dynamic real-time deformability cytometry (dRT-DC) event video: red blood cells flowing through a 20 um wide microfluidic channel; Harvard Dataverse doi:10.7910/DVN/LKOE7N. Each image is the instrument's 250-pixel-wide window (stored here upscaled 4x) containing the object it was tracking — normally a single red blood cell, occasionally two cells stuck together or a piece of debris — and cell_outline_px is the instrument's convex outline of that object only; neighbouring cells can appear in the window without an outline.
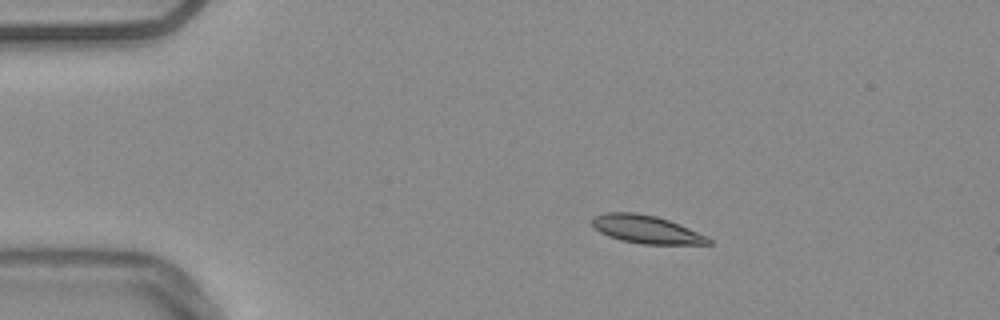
{"species": "common noctule bat (a hibernating species)", "species_latin": "Nyctalus noctula", "temperature_condition": "warm", "stored_images_in_passage": 31, "camera_frame_rate_fps": 3000, "um_per_image_px": 0.085, "animal": {"sex": "male", "body_mass_g": 20.4}, "frame": {"image": 1, "passage_image": 10, "time_ms": 3.0, "image_size_px": [1000, 320], "cell_outline_px": [[712, 244], [640, 244], [620, 240], [608, 236], [600, 232], [592, 224], [592, 220], [596, 216], [604, 212], [636, 212], [656, 216], [680, 224], [708, 236], [712, 240]], "centroid_in_image_um": [54.96, 19.5], "position_along_channel_um": 30.0, "area_um2": 19.07}}
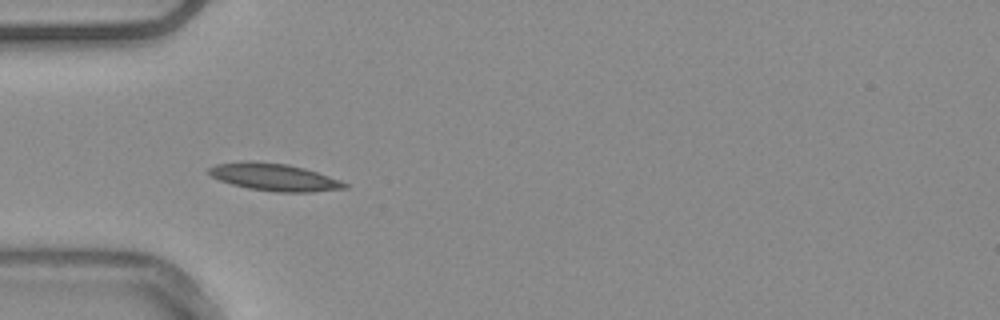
{"frame": {"image": 2, "passage_image": 17, "time_ms": 5.333, "image_size_px": [1000, 320], "cell_outline_px": [[348, 188], [312, 192], [276, 192], [248, 188], [232, 184], [220, 180], [212, 176], [208, 172], [208, 168], [216, 164], [240, 160], [252, 160], [288, 164], [304, 168], [340, 180], [348, 184]], "centroid_in_image_um": [23.29, 15.04], "position_along_channel_um": 61.7, "area_um2": 21.73}}
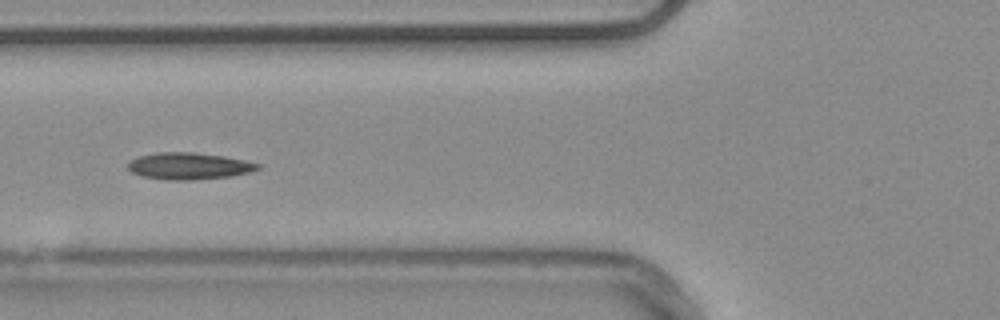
{"frame": {"image": 3, "passage_image": 21, "time_ms": 6.667, "image_size_px": [1000, 320], "cell_outline_px": [[260, 168], [252, 172], [232, 176], [192, 180], [168, 180], [144, 176], [132, 172], [128, 168], [128, 164], [132, 160], [140, 156], [156, 152], [192, 152], [224, 156], [244, 160], [260, 164]], "centroid_in_image_um": [16.1, 14.11], "position_along_channel_um": 109.7, "area_um2": 20.17}}